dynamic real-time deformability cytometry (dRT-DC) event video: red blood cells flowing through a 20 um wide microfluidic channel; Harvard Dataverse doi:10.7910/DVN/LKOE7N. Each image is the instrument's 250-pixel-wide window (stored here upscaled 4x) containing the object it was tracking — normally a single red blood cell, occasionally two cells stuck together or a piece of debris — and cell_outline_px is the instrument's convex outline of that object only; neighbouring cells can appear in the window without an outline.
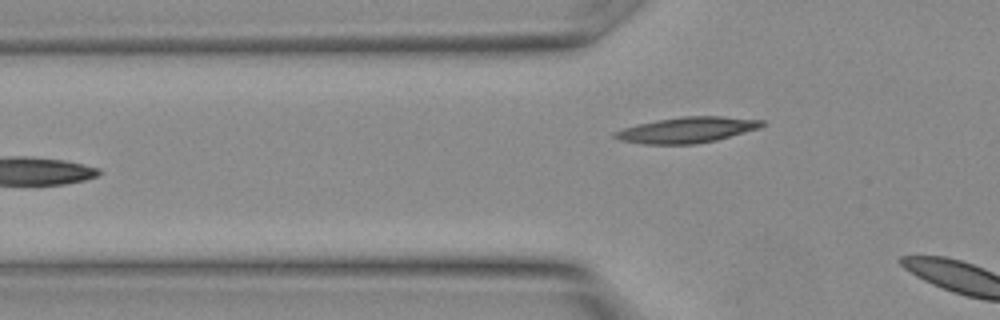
{"species": "Egyptian fruit bat (a non-hibernating species)", "species_latin": "Rousettus aegyptiacus", "temperature_condition": "warm", "stored_images_in_passage": 8, "segment_of_instrument_passage": [2, 2], "camera_frame_rate_fps": 3000, "um_per_image_px": 0.085, "animal": {"sex": "female"}, "frame": {"image": 1, "passage_image": 8, "time_ms": 2.333, "image_size_px": [1000, 320], "cell_outline_px": [[764, 124], [760, 128], [716, 140], [696, 144], [644, 144], [620, 140], [612, 136], [612, 132], [636, 124], [684, 116], [720, 116], [764, 120]], "centroid_in_image_um": [58.38, 11.05], "position_along_channel_um": 67.4, "area_um2": 21.96}}